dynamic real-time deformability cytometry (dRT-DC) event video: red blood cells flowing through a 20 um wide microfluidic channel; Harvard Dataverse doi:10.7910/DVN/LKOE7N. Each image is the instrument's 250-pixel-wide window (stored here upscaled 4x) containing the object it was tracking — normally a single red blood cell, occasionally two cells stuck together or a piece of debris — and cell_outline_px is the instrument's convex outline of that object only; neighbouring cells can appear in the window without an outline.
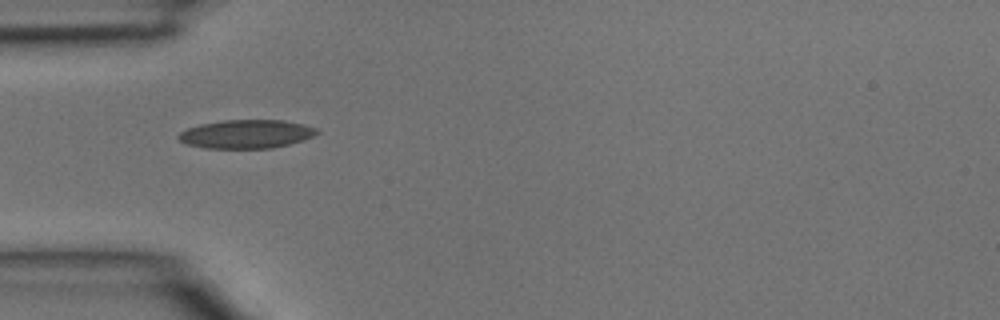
{"species": "common noctule bat (a hibernating species)", "species_latin": "Nyctalus noctula", "temperature_condition": "room temperature", "stored_images_in_passage": 3, "camera_frame_rate_fps": 3000, "um_per_image_px": 0.085, "animal": {"sex": "male", "body_mass_g": 15.6}, "frame": {"image": 1, "passage_image": 2, "time_ms": 0.333, "image_size_px": [1000, 320], "cell_outline_px": [[320, 132], [304, 140], [272, 148], [204, 148], [188, 144], [180, 140], [176, 136], [180, 132], [188, 128], [200, 124], [224, 120], [284, 120], [304, 124], [316, 128]], "centroid_in_image_um": [20.95, 11.39], "position_along_channel_um": 64.1, "area_um2": 23.0}}
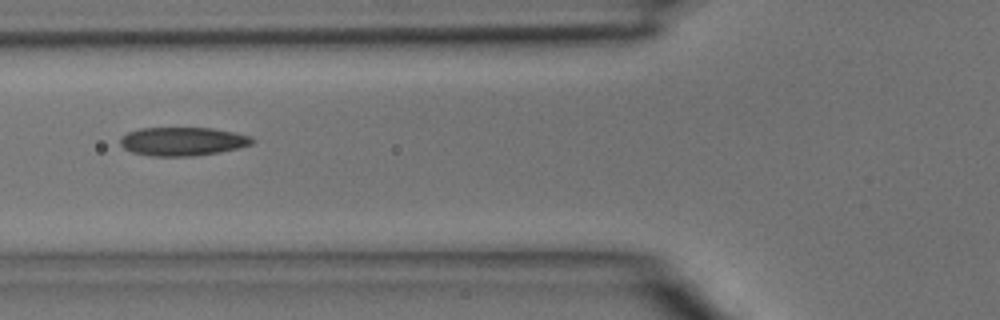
{"frame": {"image": 2, "passage_image": 3, "time_ms": 0.667, "image_size_px": [1000, 320], "cell_outline_px": [[256, 140], [252, 144], [240, 148], [220, 152], [192, 156], [152, 156], [132, 152], [124, 148], [120, 144], [120, 140], [128, 132], [140, 128], [212, 128], [236, 132], [252, 136]], "centroid_in_image_um": [15.59, 12.02], "position_along_channel_um": 110.2, "area_um2": 22.08}}